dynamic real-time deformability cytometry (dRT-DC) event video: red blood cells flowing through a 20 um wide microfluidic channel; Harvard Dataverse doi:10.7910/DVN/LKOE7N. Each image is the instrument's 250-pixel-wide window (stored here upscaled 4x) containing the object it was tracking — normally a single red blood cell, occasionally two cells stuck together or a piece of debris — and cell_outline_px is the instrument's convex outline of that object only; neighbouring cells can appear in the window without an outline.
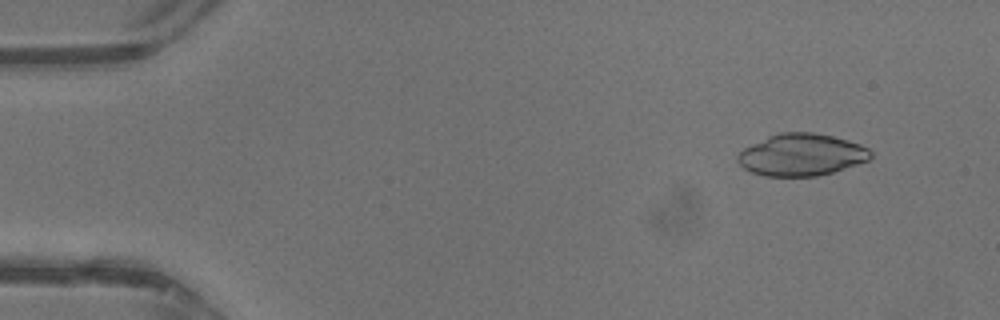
{"species": "common noctule bat (a hibernating species)", "species_latin": "Nyctalus noctula", "temperature_condition": "warm", "stored_images_in_passage": 42, "camera_frame_rate_fps": 3000, "um_per_image_px": 0.085, "animal": {"sex": "male", "body_mass_g": 13.3}, "frame": {"image": 1, "passage_image": 4, "time_ms": 1.0, "image_size_px": [1000, 320], "cell_outline_px": [[872, 156], [868, 160], [832, 172], [816, 176], [764, 176], [752, 172], [744, 168], [736, 160], [736, 156], [744, 148], [768, 136], [780, 132], [812, 132], [832, 136], [848, 140], [860, 144], [868, 148], [872, 152]], "centroid_in_image_um": [68.11, 13.15], "position_along_channel_um": 16.9, "area_um2": 32.43}}
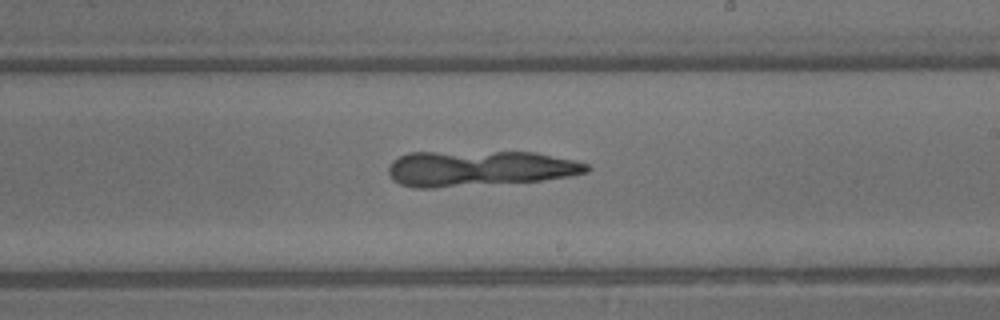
{"frame": {"image": 2, "passage_image": 25, "time_ms": 8.0, "image_size_px": [1000, 320], "cell_outline_px": [[592, 168], [588, 172], [568, 176], [544, 180], [432, 188], [412, 188], [400, 184], [392, 180], [388, 172], [388, 168], [392, 160], [408, 152], [536, 152], [576, 160], [588, 164]], "centroid_in_image_um": [40.74, 14.31], "position_along_channel_um": 248.3, "area_um2": 41.44}}
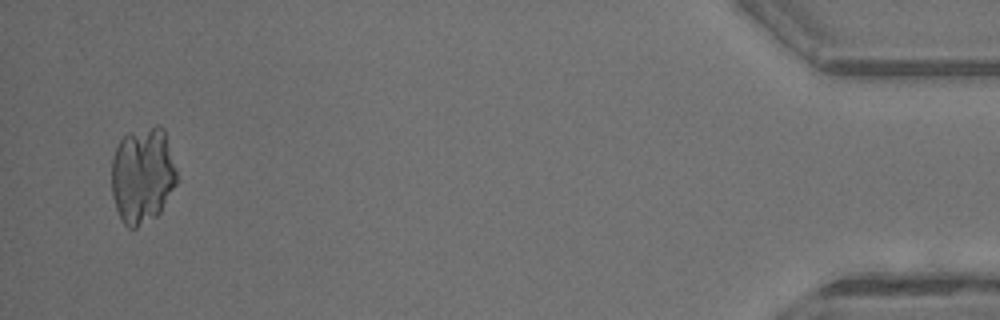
{"frame": {"image": 3, "passage_image": 41, "time_ms": 13.333, "image_size_px": [1000, 320], "cell_outline_px": [[176, 184], [160, 212], [156, 216], [136, 228], [128, 228], [124, 224], [116, 208], [112, 196], [112, 156], [120, 140], [128, 132], [156, 124], [160, 124], [164, 128], [176, 172]], "centroid_in_image_um": [12.1, 14.87], "position_along_channel_um": 423.1, "area_um2": 36.65}}